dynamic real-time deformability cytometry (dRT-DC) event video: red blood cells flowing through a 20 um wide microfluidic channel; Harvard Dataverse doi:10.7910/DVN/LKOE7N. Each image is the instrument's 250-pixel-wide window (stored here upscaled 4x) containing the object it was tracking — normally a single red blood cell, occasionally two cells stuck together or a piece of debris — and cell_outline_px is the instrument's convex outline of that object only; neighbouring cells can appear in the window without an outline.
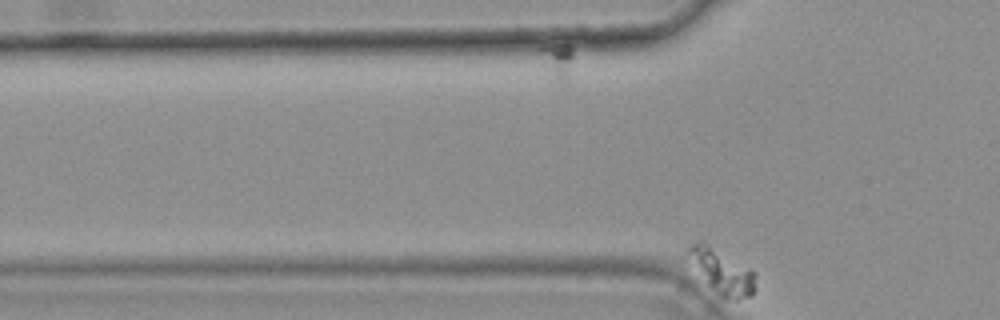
{"species": "common noctule bat (a hibernating species)", "species_latin": "Nyctalus noctula", "temperature_condition": "warm", "stored_images_in_passage": 2, "camera_frame_rate_fps": 3000, "um_per_image_px": 0.085, "animal": {"sex": "female", "body_mass_g": 25.1}, "frame": {"image": 1, "passage_image": 2, "time_ms": 0.333, "image_size_px": [1000, 320], "cell_outline_px": [[756, 288], [752, 296], [720, 296], [708, 284], [688, 252], [688, 244], [700, 240], [708, 244], [756, 272]], "centroid_in_image_um": [61.43, 23.04], "position_along_channel_um": 64.4, "area_um2": 16.3}}